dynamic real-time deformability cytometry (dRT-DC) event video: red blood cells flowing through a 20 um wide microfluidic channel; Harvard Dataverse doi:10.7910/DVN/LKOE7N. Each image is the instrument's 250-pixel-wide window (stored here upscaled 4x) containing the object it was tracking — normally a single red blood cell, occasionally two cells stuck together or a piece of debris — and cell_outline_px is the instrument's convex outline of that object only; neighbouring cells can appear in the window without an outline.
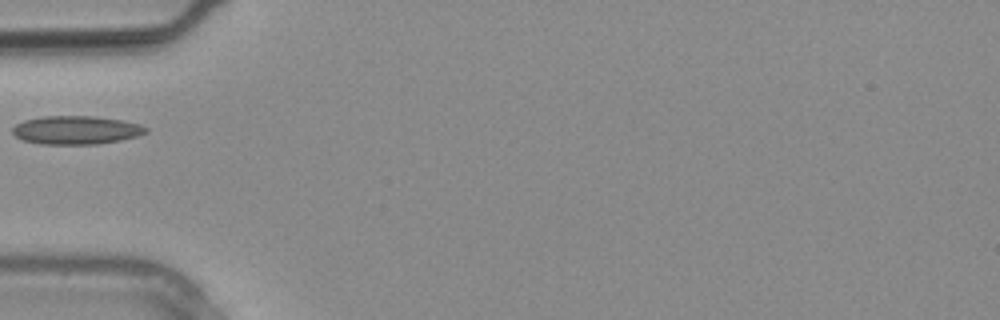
{"species": "common noctule bat (a hibernating species)", "species_latin": "Nyctalus noctula", "temperature_condition": "warm", "stored_images_in_passage": 1, "camera_frame_rate_fps": 3000, "um_per_image_px": 0.085, "animal": {"sex": "male", "body_mass_g": 20.4}, "frame": {"image": 1, "passage_image": 1, "time_ms": 0.0, "image_size_px": [1000, 320], "cell_outline_px": [[148, 132], [136, 136], [120, 140], [96, 144], [40, 144], [20, 140], [12, 132], [12, 128], [16, 124], [24, 120], [44, 116], [96, 116], [120, 120], [140, 124], [148, 128]], "centroid_in_image_um": [6.45, 11.05], "position_along_channel_um": 78.6, "area_um2": 22.14}}